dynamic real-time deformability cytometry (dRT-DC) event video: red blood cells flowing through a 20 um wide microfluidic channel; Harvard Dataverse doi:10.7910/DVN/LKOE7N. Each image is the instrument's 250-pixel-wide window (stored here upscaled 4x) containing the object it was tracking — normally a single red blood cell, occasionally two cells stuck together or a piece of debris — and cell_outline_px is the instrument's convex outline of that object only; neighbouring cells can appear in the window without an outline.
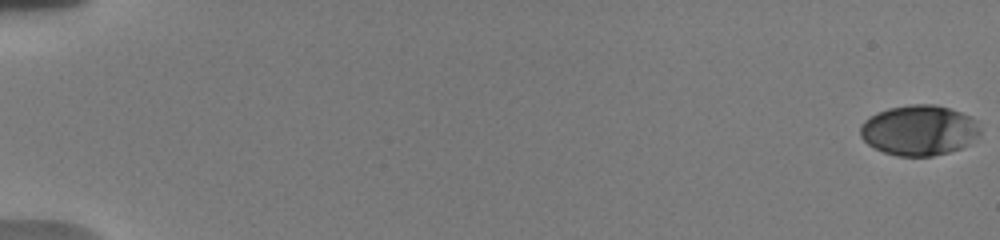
{"species": "human", "species_latin": "Homo sapiens", "temperature_condition": "warm", "stored_images_in_passage": 21, "camera_frame_rate_fps": 3000, "um_per_image_px": 0.085, "donor": {"sex": "male"}, "frame": {"image": 1, "passage_image": 1, "time_ms": 0.0, "image_size_px": [1000, 240], "cell_outline_px": [[980, 132], [968, 144], [960, 148], [948, 152], [932, 156], [896, 156], [884, 152], [868, 144], [860, 136], [860, 124], [864, 120], [888, 108], [912, 104], [936, 104], [960, 112], [976, 120], [980, 128]], "centroid_in_image_um": [78.1, 11.07], "position_along_channel_um": 6.9, "area_um2": 34.91}}
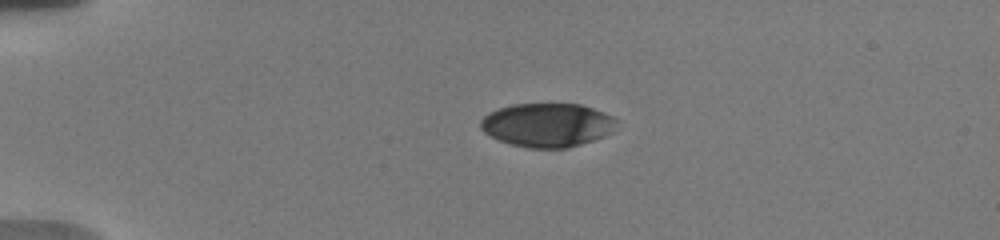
{"frame": {"image": 2, "passage_image": 12, "time_ms": 4.667, "image_size_px": [1000, 240], "cell_outline_px": [[616, 120], [612, 132], [604, 136], [568, 148], [528, 148], [512, 144], [500, 140], [484, 132], [480, 128], [480, 120], [488, 112], [512, 104], [580, 104], [604, 112], [612, 116]], "centroid_in_image_um": [46.5, 10.62], "position_along_channel_um": 38.5, "area_um2": 34.51}}
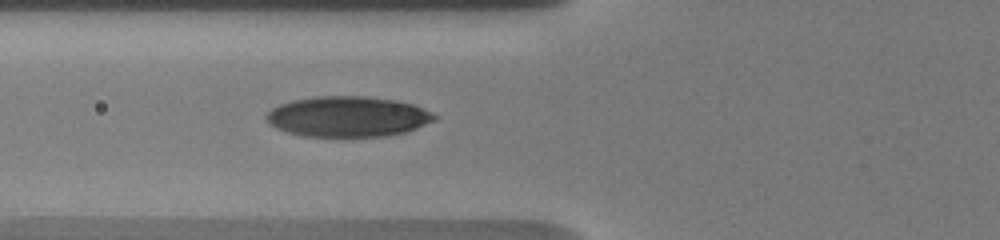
{"frame": {"image": 3, "passage_image": 21, "time_ms": 7.667, "image_size_px": [1000, 240], "cell_outline_px": [[440, 116], [436, 120], [416, 128], [404, 132], [388, 136], [304, 136], [288, 132], [276, 128], [268, 124], [264, 116], [272, 108], [280, 104], [292, 100], [316, 96], [364, 96], [396, 100], [412, 104], [432, 112]], "centroid_in_image_um": [29.56, 9.9], "position_along_channel_um": 96.2, "area_um2": 39.77}}